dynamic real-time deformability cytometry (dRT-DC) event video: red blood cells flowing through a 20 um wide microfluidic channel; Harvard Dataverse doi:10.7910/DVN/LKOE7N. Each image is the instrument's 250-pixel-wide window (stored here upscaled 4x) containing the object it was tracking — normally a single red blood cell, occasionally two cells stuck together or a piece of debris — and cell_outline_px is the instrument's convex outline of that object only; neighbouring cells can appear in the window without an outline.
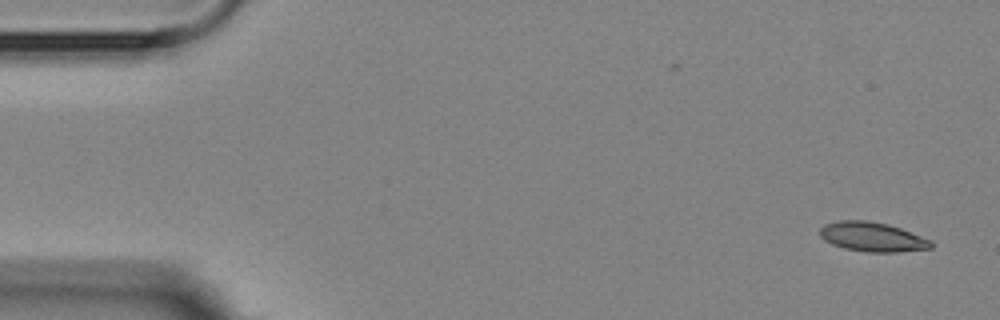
{"species": "Egyptian fruit bat (a non-hibernating species)", "species_latin": "Rousettus aegyptiacus", "temperature_condition": "room temperature", "stored_images_in_passage": 4, "camera_frame_rate_fps": 3000, "um_per_image_px": 0.085, "animal": {"sex": "female"}, "frame": {"image": 1, "passage_image": 1, "time_ms": 0.0, "image_size_px": [1000, 320], "cell_outline_px": [[932, 248], [900, 252], [868, 252], [844, 248], [832, 244], [824, 240], [820, 236], [820, 228], [824, 224], [840, 220], [868, 220], [888, 224], [900, 228], [932, 240]], "centroid_in_image_um": [74.15, 20.13], "position_along_channel_um": 10.9, "area_um2": 19.13}}
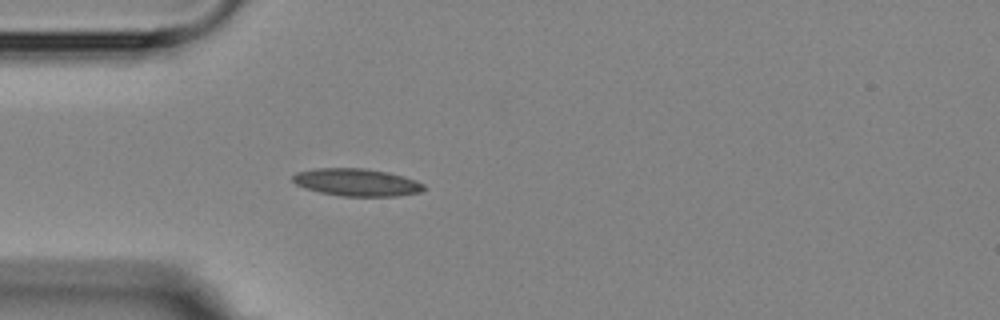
{"frame": {"image": 2, "passage_image": 4, "time_ms": 4.333, "image_size_px": [1000, 320], "cell_outline_px": [[424, 188], [420, 192], [396, 196], [340, 196], [320, 192], [296, 184], [292, 180], [292, 176], [296, 172], [316, 168], [364, 168], [388, 172], [404, 176], [416, 180], [424, 184]], "centroid_in_image_um": [30.32, 15.49], "position_along_channel_um": 54.7, "area_um2": 20.92}}